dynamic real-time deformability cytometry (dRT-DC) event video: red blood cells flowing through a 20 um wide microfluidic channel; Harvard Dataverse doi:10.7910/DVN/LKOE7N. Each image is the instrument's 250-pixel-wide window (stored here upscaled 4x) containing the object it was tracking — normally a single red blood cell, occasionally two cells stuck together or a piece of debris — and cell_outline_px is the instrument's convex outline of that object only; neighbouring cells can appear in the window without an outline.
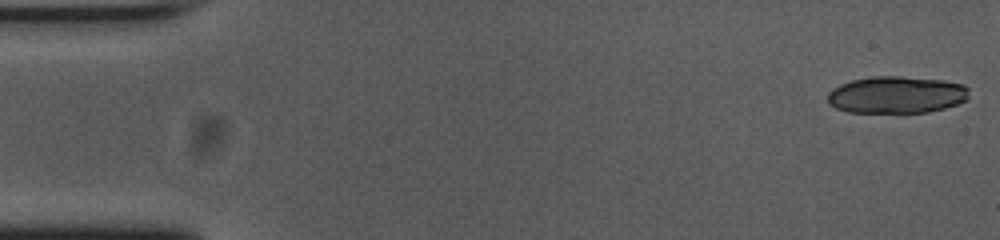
{"species": "common noctule bat (a hibernating species)", "species_latin": "Nyctalus noctula", "temperature_condition": "cold", "stored_images_in_passage": 18, "camera_frame_rate_fps": 3000, "um_per_image_px": 0.085, "animal": {"sex": "female", "body_mass_g": 23.0, "forearm_length_mm": 53.4}, "frame": {"image": 1, "passage_image": 1, "time_ms": 0.0, "image_size_px": [1000, 240], "cell_outline_px": [[968, 96], [964, 100], [956, 104], [944, 108], [928, 112], [848, 112], [836, 108], [828, 104], [828, 92], [832, 88], [840, 84], [852, 80], [872, 76], [900, 76], [940, 80], [964, 84], [968, 88]], "centroid_in_image_um": [76.17, 8.05], "position_along_channel_um": 8.8, "area_um2": 30.46}}